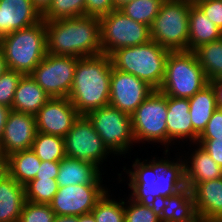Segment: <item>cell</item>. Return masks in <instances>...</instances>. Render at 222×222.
Instances as JSON below:
<instances>
[{
    "mask_svg": "<svg viewBox=\"0 0 222 222\" xmlns=\"http://www.w3.org/2000/svg\"><path fill=\"white\" fill-rule=\"evenodd\" d=\"M113 0H85V15L101 18L115 10Z\"/></svg>",
    "mask_w": 222,
    "mask_h": 222,
    "instance_id": "cell-39",
    "label": "cell"
},
{
    "mask_svg": "<svg viewBox=\"0 0 222 222\" xmlns=\"http://www.w3.org/2000/svg\"><path fill=\"white\" fill-rule=\"evenodd\" d=\"M41 161H61L66 157L64 138L37 132L31 148Z\"/></svg>",
    "mask_w": 222,
    "mask_h": 222,
    "instance_id": "cell-30",
    "label": "cell"
},
{
    "mask_svg": "<svg viewBox=\"0 0 222 222\" xmlns=\"http://www.w3.org/2000/svg\"><path fill=\"white\" fill-rule=\"evenodd\" d=\"M209 81L222 78V38L194 50Z\"/></svg>",
    "mask_w": 222,
    "mask_h": 222,
    "instance_id": "cell-29",
    "label": "cell"
},
{
    "mask_svg": "<svg viewBox=\"0 0 222 222\" xmlns=\"http://www.w3.org/2000/svg\"><path fill=\"white\" fill-rule=\"evenodd\" d=\"M85 15V0H52L42 14L44 21L68 19Z\"/></svg>",
    "mask_w": 222,
    "mask_h": 222,
    "instance_id": "cell-34",
    "label": "cell"
},
{
    "mask_svg": "<svg viewBox=\"0 0 222 222\" xmlns=\"http://www.w3.org/2000/svg\"><path fill=\"white\" fill-rule=\"evenodd\" d=\"M190 118L193 130L200 136L205 130L208 121L218 108L214 88L209 83L194 96L189 98Z\"/></svg>",
    "mask_w": 222,
    "mask_h": 222,
    "instance_id": "cell-27",
    "label": "cell"
},
{
    "mask_svg": "<svg viewBox=\"0 0 222 222\" xmlns=\"http://www.w3.org/2000/svg\"><path fill=\"white\" fill-rule=\"evenodd\" d=\"M126 198H124L125 222H160L158 208L143 206L129 196Z\"/></svg>",
    "mask_w": 222,
    "mask_h": 222,
    "instance_id": "cell-35",
    "label": "cell"
},
{
    "mask_svg": "<svg viewBox=\"0 0 222 222\" xmlns=\"http://www.w3.org/2000/svg\"><path fill=\"white\" fill-rule=\"evenodd\" d=\"M151 158V161L148 158H135L132 168L123 166V171L127 173V179L129 178L127 184L131 192L128 196L143 206L158 208L160 193L156 179V157Z\"/></svg>",
    "mask_w": 222,
    "mask_h": 222,
    "instance_id": "cell-14",
    "label": "cell"
},
{
    "mask_svg": "<svg viewBox=\"0 0 222 222\" xmlns=\"http://www.w3.org/2000/svg\"><path fill=\"white\" fill-rule=\"evenodd\" d=\"M165 0H133L119 8L134 21L151 26Z\"/></svg>",
    "mask_w": 222,
    "mask_h": 222,
    "instance_id": "cell-32",
    "label": "cell"
},
{
    "mask_svg": "<svg viewBox=\"0 0 222 222\" xmlns=\"http://www.w3.org/2000/svg\"><path fill=\"white\" fill-rule=\"evenodd\" d=\"M6 160L7 173L22 185L35 179L41 164V160L32 149L13 153Z\"/></svg>",
    "mask_w": 222,
    "mask_h": 222,
    "instance_id": "cell-28",
    "label": "cell"
},
{
    "mask_svg": "<svg viewBox=\"0 0 222 222\" xmlns=\"http://www.w3.org/2000/svg\"><path fill=\"white\" fill-rule=\"evenodd\" d=\"M154 90L136 76L112 68L109 104L116 109L131 115Z\"/></svg>",
    "mask_w": 222,
    "mask_h": 222,
    "instance_id": "cell-13",
    "label": "cell"
},
{
    "mask_svg": "<svg viewBox=\"0 0 222 222\" xmlns=\"http://www.w3.org/2000/svg\"><path fill=\"white\" fill-rule=\"evenodd\" d=\"M42 20L32 0H0V38Z\"/></svg>",
    "mask_w": 222,
    "mask_h": 222,
    "instance_id": "cell-18",
    "label": "cell"
},
{
    "mask_svg": "<svg viewBox=\"0 0 222 222\" xmlns=\"http://www.w3.org/2000/svg\"><path fill=\"white\" fill-rule=\"evenodd\" d=\"M210 157L222 168V137L221 138H198L196 142Z\"/></svg>",
    "mask_w": 222,
    "mask_h": 222,
    "instance_id": "cell-40",
    "label": "cell"
},
{
    "mask_svg": "<svg viewBox=\"0 0 222 222\" xmlns=\"http://www.w3.org/2000/svg\"><path fill=\"white\" fill-rule=\"evenodd\" d=\"M209 84L194 51H170L159 88L166 96L191 98Z\"/></svg>",
    "mask_w": 222,
    "mask_h": 222,
    "instance_id": "cell-5",
    "label": "cell"
},
{
    "mask_svg": "<svg viewBox=\"0 0 222 222\" xmlns=\"http://www.w3.org/2000/svg\"><path fill=\"white\" fill-rule=\"evenodd\" d=\"M222 137V108H217L207 123L205 130L199 138H221Z\"/></svg>",
    "mask_w": 222,
    "mask_h": 222,
    "instance_id": "cell-41",
    "label": "cell"
},
{
    "mask_svg": "<svg viewBox=\"0 0 222 222\" xmlns=\"http://www.w3.org/2000/svg\"><path fill=\"white\" fill-rule=\"evenodd\" d=\"M131 1L133 0H113L116 9H119L120 7Z\"/></svg>",
    "mask_w": 222,
    "mask_h": 222,
    "instance_id": "cell-50",
    "label": "cell"
},
{
    "mask_svg": "<svg viewBox=\"0 0 222 222\" xmlns=\"http://www.w3.org/2000/svg\"><path fill=\"white\" fill-rule=\"evenodd\" d=\"M163 153L165 156L162 157L163 159L156 157V179L160 199L174 195L186 187L184 160L181 152H177L179 154L173 160L168 157L170 152L164 151Z\"/></svg>",
    "mask_w": 222,
    "mask_h": 222,
    "instance_id": "cell-22",
    "label": "cell"
},
{
    "mask_svg": "<svg viewBox=\"0 0 222 222\" xmlns=\"http://www.w3.org/2000/svg\"><path fill=\"white\" fill-rule=\"evenodd\" d=\"M112 68L110 56L104 53L77 58L68 98L80 115L109 105Z\"/></svg>",
    "mask_w": 222,
    "mask_h": 222,
    "instance_id": "cell-2",
    "label": "cell"
},
{
    "mask_svg": "<svg viewBox=\"0 0 222 222\" xmlns=\"http://www.w3.org/2000/svg\"><path fill=\"white\" fill-rule=\"evenodd\" d=\"M34 6L43 14L50 6L52 0H32Z\"/></svg>",
    "mask_w": 222,
    "mask_h": 222,
    "instance_id": "cell-45",
    "label": "cell"
},
{
    "mask_svg": "<svg viewBox=\"0 0 222 222\" xmlns=\"http://www.w3.org/2000/svg\"><path fill=\"white\" fill-rule=\"evenodd\" d=\"M50 99L30 75H24L16 88L12 110L35 115Z\"/></svg>",
    "mask_w": 222,
    "mask_h": 222,
    "instance_id": "cell-25",
    "label": "cell"
},
{
    "mask_svg": "<svg viewBox=\"0 0 222 222\" xmlns=\"http://www.w3.org/2000/svg\"><path fill=\"white\" fill-rule=\"evenodd\" d=\"M59 171V161H41L35 178L56 179Z\"/></svg>",
    "mask_w": 222,
    "mask_h": 222,
    "instance_id": "cell-42",
    "label": "cell"
},
{
    "mask_svg": "<svg viewBox=\"0 0 222 222\" xmlns=\"http://www.w3.org/2000/svg\"><path fill=\"white\" fill-rule=\"evenodd\" d=\"M169 50L150 40L143 45L124 47L111 55L113 68L130 73L159 89L165 74Z\"/></svg>",
    "mask_w": 222,
    "mask_h": 222,
    "instance_id": "cell-4",
    "label": "cell"
},
{
    "mask_svg": "<svg viewBox=\"0 0 222 222\" xmlns=\"http://www.w3.org/2000/svg\"><path fill=\"white\" fill-rule=\"evenodd\" d=\"M24 74L7 69L0 76V104L12 108L16 88Z\"/></svg>",
    "mask_w": 222,
    "mask_h": 222,
    "instance_id": "cell-37",
    "label": "cell"
},
{
    "mask_svg": "<svg viewBox=\"0 0 222 222\" xmlns=\"http://www.w3.org/2000/svg\"><path fill=\"white\" fill-rule=\"evenodd\" d=\"M79 116L68 97L50 98L35 114L37 132L64 138Z\"/></svg>",
    "mask_w": 222,
    "mask_h": 222,
    "instance_id": "cell-15",
    "label": "cell"
},
{
    "mask_svg": "<svg viewBox=\"0 0 222 222\" xmlns=\"http://www.w3.org/2000/svg\"><path fill=\"white\" fill-rule=\"evenodd\" d=\"M7 174V160L5 155L0 151V179Z\"/></svg>",
    "mask_w": 222,
    "mask_h": 222,
    "instance_id": "cell-46",
    "label": "cell"
},
{
    "mask_svg": "<svg viewBox=\"0 0 222 222\" xmlns=\"http://www.w3.org/2000/svg\"><path fill=\"white\" fill-rule=\"evenodd\" d=\"M191 191L200 222H222V177L201 182Z\"/></svg>",
    "mask_w": 222,
    "mask_h": 222,
    "instance_id": "cell-20",
    "label": "cell"
},
{
    "mask_svg": "<svg viewBox=\"0 0 222 222\" xmlns=\"http://www.w3.org/2000/svg\"><path fill=\"white\" fill-rule=\"evenodd\" d=\"M104 171L94 163L65 157L59 161L56 181L59 187L75 184H103Z\"/></svg>",
    "mask_w": 222,
    "mask_h": 222,
    "instance_id": "cell-23",
    "label": "cell"
},
{
    "mask_svg": "<svg viewBox=\"0 0 222 222\" xmlns=\"http://www.w3.org/2000/svg\"><path fill=\"white\" fill-rule=\"evenodd\" d=\"M25 201L24 185L4 175L0 179V222H19Z\"/></svg>",
    "mask_w": 222,
    "mask_h": 222,
    "instance_id": "cell-24",
    "label": "cell"
},
{
    "mask_svg": "<svg viewBox=\"0 0 222 222\" xmlns=\"http://www.w3.org/2000/svg\"><path fill=\"white\" fill-rule=\"evenodd\" d=\"M11 110H12L11 108L0 104V139L3 136L6 120L8 119Z\"/></svg>",
    "mask_w": 222,
    "mask_h": 222,
    "instance_id": "cell-44",
    "label": "cell"
},
{
    "mask_svg": "<svg viewBox=\"0 0 222 222\" xmlns=\"http://www.w3.org/2000/svg\"><path fill=\"white\" fill-rule=\"evenodd\" d=\"M195 4L222 31V0H199Z\"/></svg>",
    "mask_w": 222,
    "mask_h": 222,
    "instance_id": "cell-38",
    "label": "cell"
},
{
    "mask_svg": "<svg viewBox=\"0 0 222 222\" xmlns=\"http://www.w3.org/2000/svg\"><path fill=\"white\" fill-rule=\"evenodd\" d=\"M191 4L188 0H165L149 27L151 40L169 51H187Z\"/></svg>",
    "mask_w": 222,
    "mask_h": 222,
    "instance_id": "cell-6",
    "label": "cell"
},
{
    "mask_svg": "<svg viewBox=\"0 0 222 222\" xmlns=\"http://www.w3.org/2000/svg\"><path fill=\"white\" fill-rule=\"evenodd\" d=\"M74 222H96L92 213L83 214L81 216L75 217Z\"/></svg>",
    "mask_w": 222,
    "mask_h": 222,
    "instance_id": "cell-47",
    "label": "cell"
},
{
    "mask_svg": "<svg viewBox=\"0 0 222 222\" xmlns=\"http://www.w3.org/2000/svg\"><path fill=\"white\" fill-rule=\"evenodd\" d=\"M160 222H200L192 191L185 187L158 202Z\"/></svg>",
    "mask_w": 222,
    "mask_h": 222,
    "instance_id": "cell-21",
    "label": "cell"
},
{
    "mask_svg": "<svg viewBox=\"0 0 222 222\" xmlns=\"http://www.w3.org/2000/svg\"><path fill=\"white\" fill-rule=\"evenodd\" d=\"M100 35L102 53L109 56L120 48L143 45L151 40L149 26L132 20L119 9L100 18Z\"/></svg>",
    "mask_w": 222,
    "mask_h": 222,
    "instance_id": "cell-9",
    "label": "cell"
},
{
    "mask_svg": "<svg viewBox=\"0 0 222 222\" xmlns=\"http://www.w3.org/2000/svg\"><path fill=\"white\" fill-rule=\"evenodd\" d=\"M66 157L94 163L102 171L104 161L112 153L85 115H80L64 137Z\"/></svg>",
    "mask_w": 222,
    "mask_h": 222,
    "instance_id": "cell-10",
    "label": "cell"
},
{
    "mask_svg": "<svg viewBox=\"0 0 222 222\" xmlns=\"http://www.w3.org/2000/svg\"><path fill=\"white\" fill-rule=\"evenodd\" d=\"M0 47L8 69L30 75L47 54L45 21L3 36Z\"/></svg>",
    "mask_w": 222,
    "mask_h": 222,
    "instance_id": "cell-3",
    "label": "cell"
},
{
    "mask_svg": "<svg viewBox=\"0 0 222 222\" xmlns=\"http://www.w3.org/2000/svg\"><path fill=\"white\" fill-rule=\"evenodd\" d=\"M75 216L68 215H55L53 222H74Z\"/></svg>",
    "mask_w": 222,
    "mask_h": 222,
    "instance_id": "cell-48",
    "label": "cell"
},
{
    "mask_svg": "<svg viewBox=\"0 0 222 222\" xmlns=\"http://www.w3.org/2000/svg\"><path fill=\"white\" fill-rule=\"evenodd\" d=\"M192 145H195L194 148H191L193 150L189 148L188 150L190 151L184 153L185 156L182 154L186 186L191 190L201 182L222 177V168L210 157V155L198 144L195 143Z\"/></svg>",
    "mask_w": 222,
    "mask_h": 222,
    "instance_id": "cell-19",
    "label": "cell"
},
{
    "mask_svg": "<svg viewBox=\"0 0 222 222\" xmlns=\"http://www.w3.org/2000/svg\"><path fill=\"white\" fill-rule=\"evenodd\" d=\"M167 108L168 152H170L171 149L169 146H171L172 143L173 145H177V143H175L177 141L178 145L181 141H185L183 145L189 141V147L192 146L191 144H195L198 141L199 135L193 130L189 113V99L167 96Z\"/></svg>",
    "mask_w": 222,
    "mask_h": 222,
    "instance_id": "cell-17",
    "label": "cell"
},
{
    "mask_svg": "<svg viewBox=\"0 0 222 222\" xmlns=\"http://www.w3.org/2000/svg\"><path fill=\"white\" fill-rule=\"evenodd\" d=\"M24 187L26 201L37 204H50L59 189L56 179L51 178H35Z\"/></svg>",
    "mask_w": 222,
    "mask_h": 222,
    "instance_id": "cell-33",
    "label": "cell"
},
{
    "mask_svg": "<svg viewBox=\"0 0 222 222\" xmlns=\"http://www.w3.org/2000/svg\"><path fill=\"white\" fill-rule=\"evenodd\" d=\"M188 1H190L191 3H196L199 0H188Z\"/></svg>",
    "mask_w": 222,
    "mask_h": 222,
    "instance_id": "cell-51",
    "label": "cell"
},
{
    "mask_svg": "<svg viewBox=\"0 0 222 222\" xmlns=\"http://www.w3.org/2000/svg\"><path fill=\"white\" fill-rule=\"evenodd\" d=\"M222 38V31L213 23L202 10L192 3L189 10L188 51H194L205 43Z\"/></svg>",
    "mask_w": 222,
    "mask_h": 222,
    "instance_id": "cell-26",
    "label": "cell"
},
{
    "mask_svg": "<svg viewBox=\"0 0 222 222\" xmlns=\"http://www.w3.org/2000/svg\"><path fill=\"white\" fill-rule=\"evenodd\" d=\"M102 138L104 145L114 156H124L131 152L135 143L131 115L110 104L90 111L85 115Z\"/></svg>",
    "mask_w": 222,
    "mask_h": 222,
    "instance_id": "cell-8",
    "label": "cell"
},
{
    "mask_svg": "<svg viewBox=\"0 0 222 222\" xmlns=\"http://www.w3.org/2000/svg\"><path fill=\"white\" fill-rule=\"evenodd\" d=\"M215 91L217 107L222 108V78L209 81Z\"/></svg>",
    "mask_w": 222,
    "mask_h": 222,
    "instance_id": "cell-43",
    "label": "cell"
},
{
    "mask_svg": "<svg viewBox=\"0 0 222 222\" xmlns=\"http://www.w3.org/2000/svg\"><path fill=\"white\" fill-rule=\"evenodd\" d=\"M45 25L48 53L76 58L102 54L100 18L84 15Z\"/></svg>",
    "mask_w": 222,
    "mask_h": 222,
    "instance_id": "cell-1",
    "label": "cell"
},
{
    "mask_svg": "<svg viewBox=\"0 0 222 222\" xmlns=\"http://www.w3.org/2000/svg\"><path fill=\"white\" fill-rule=\"evenodd\" d=\"M76 64V57L53 55L47 52L30 76L50 98L68 97Z\"/></svg>",
    "mask_w": 222,
    "mask_h": 222,
    "instance_id": "cell-11",
    "label": "cell"
},
{
    "mask_svg": "<svg viewBox=\"0 0 222 222\" xmlns=\"http://www.w3.org/2000/svg\"><path fill=\"white\" fill-rule=\"evenodd\" d=\"M167 96L155 89L131 114L132 131L136 143L161 144L168 151ZM157 142V144H156Z\"/></svg>",
    "mask_w": 222,
    "mask_h": 222,
    "instance_id": "cell-7",
    "label": "cell"
},
{
    "mask_svg": "<svg viewBox=\"0 0 222 222\" xmlns=\"http://www.w3.org/2000/svg\"><path fill=\"white\" fill-rule=\"evenodd\" d=\"M107 190V185L104 186V184H75L59 187L50 206L55 215L78 217L91 213L97 201Z\"/></svg>",
    "mask_w": 222,
    "mask_h": 222,
    "instance_id": "cell-12",
    "label": "cell"
},
{
    "mask_svg": "<svg viewBox=\"0 0 222 222\" xmlns=\"http://www.w3.org/2000/svg\"><path fill=\"white\" fill-rule=\"evenodd\" d=\"M55 212L50 204H37L25 201L19 222H53Z\"/></svg>",
    "mask_w": 222,
    "mask_h": 222,
    "instance_id": "cell-36",
    "label": "cell"
},
{
    "mask_svg": "<svg viewBox=\"0 0 222 222\" xmlns=\"http://www.w3.org/2000/svg\"><path fill=\"white\" fill-rule=\"evenodd\" d=\"M36 134L35 115L11 110L0 139V151L7 158L13 153L29 150Z\"/></svg>",
    "mask_w": 222,
    "mask_h": 222,
    "instance_id": "cell-16",
    "label": "cell"
},
{
    "mask_svg": "<svg viewBox=\"0 0 222 222\" xmlns=\"http://www.w3.org/2000/svg\"><path fill=\"white\" fill-rule=\"evenodd\" d=\"M109 192L111 191L108 189L97 201L91 213L96 222H125L124 198L116 200Z\"/></svg>",
    "mask_w": 222,
    "mask_h": 222,
    "instance_id": "cell-31",
    "label": "cell"
},
{
    "mask_svg": "<svg viewBox=\"0 0 222 222\" xmlns=\"http://www.w3.org/2000/svg\"><path fill=\"white\" fill-rule=\"evenodd\" d=\"M6 60L2 48L0 47V76L7 70Z\"/></svg>",
    "mask_w": 222,
    "mask_h": 222,
    "instance_id": "cell-49",
    "label": "cell"
}]
</instances>
